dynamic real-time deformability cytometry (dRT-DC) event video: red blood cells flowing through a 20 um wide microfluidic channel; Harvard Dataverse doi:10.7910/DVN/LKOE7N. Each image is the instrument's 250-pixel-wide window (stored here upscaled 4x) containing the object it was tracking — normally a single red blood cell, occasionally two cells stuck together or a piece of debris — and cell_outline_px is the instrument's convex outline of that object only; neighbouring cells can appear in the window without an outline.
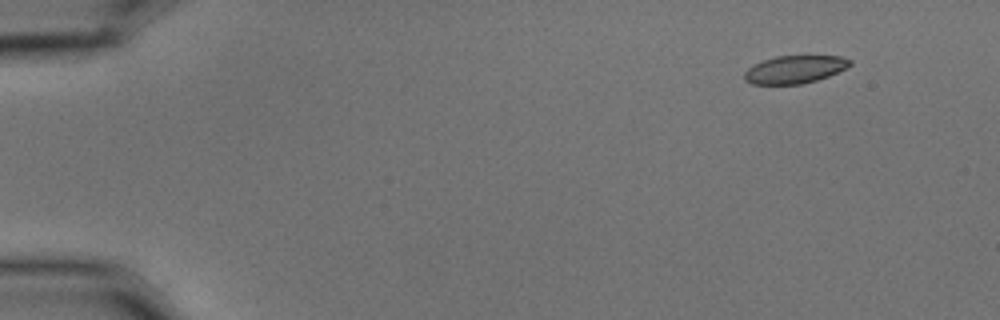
{"species": "common noctule bat (a hibernating species)", "species_latin": "Nyctalus noctula", "temperature_condition": "cold", "stored_images_in_passage": 10, "camera_frame_rate_fps": 3000, "um_per_image_px": 0.085, "animal": {"sex": "male", "body_mass_g": 15.6}, "frame": {"image": 1, "passage_image": 2, "time_ms": 0.333, "image_size_px": [1000, 320], "cell_outline_px": [[852, 64], [828, 76], [816, 80], [800, 84], [752, 84], [744, 80], [744, 72], [752, 64], [776, 56], [840, 56], [852, 60]], "centroid_in_image_um": [67.51, 5.9], "position_along_channel_um": 17.5, "area_um2": 16.99}}
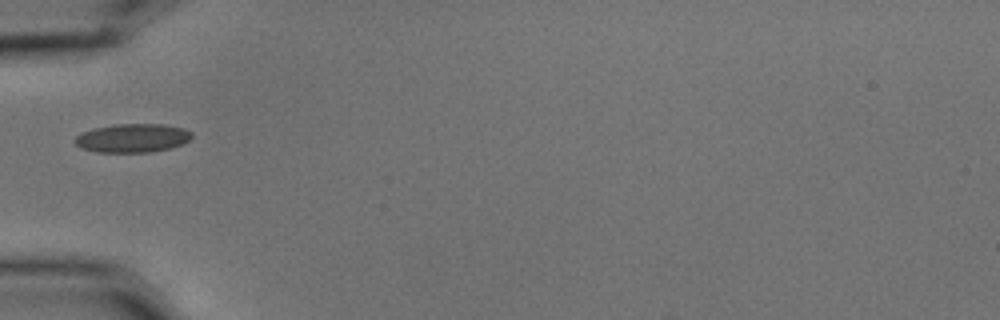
{"frame": {"image": 2, "passage_image": 5, "time_ms": 1.333, "image_size_px": [1000, 320], "cell_outline_px": [[192, 136], [188, 140], [180, 144], [168, 148], [148, 152], [96, 152], [84, 148], [76, 144], [76, 136], [80, 132], [92, 128], [116, 124], [160, 124], [184, 128], [192, 132]], "centroid_in_image_um": [11.24, 11.72], "position_along_channel_um": 73.8, "area_um2": 19.31}}
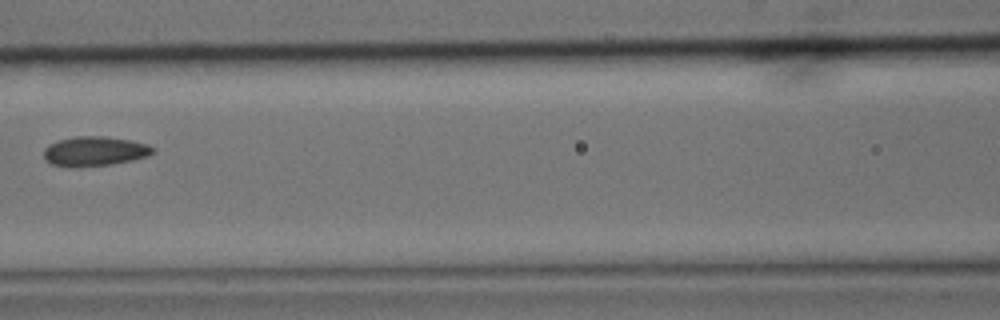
{"frame": {"image": 3, "passage_image": 7, "time_ms": 2.0, "image_size_px": [1000, 320], "cell_outline_px": [[156, 152], [148, 156], [132, 160], [112, 164], [76, 168], [72, 168], [52, 164], [44, 160], [44, 148], [48, 144], [56, 140], [76, 136], [104, 136], [128, 140], [148, 144]], "centroid_in_image_um": [8.0, 12.86], "position_along_channel_um": 158.6, "area_um2": 19.07}}